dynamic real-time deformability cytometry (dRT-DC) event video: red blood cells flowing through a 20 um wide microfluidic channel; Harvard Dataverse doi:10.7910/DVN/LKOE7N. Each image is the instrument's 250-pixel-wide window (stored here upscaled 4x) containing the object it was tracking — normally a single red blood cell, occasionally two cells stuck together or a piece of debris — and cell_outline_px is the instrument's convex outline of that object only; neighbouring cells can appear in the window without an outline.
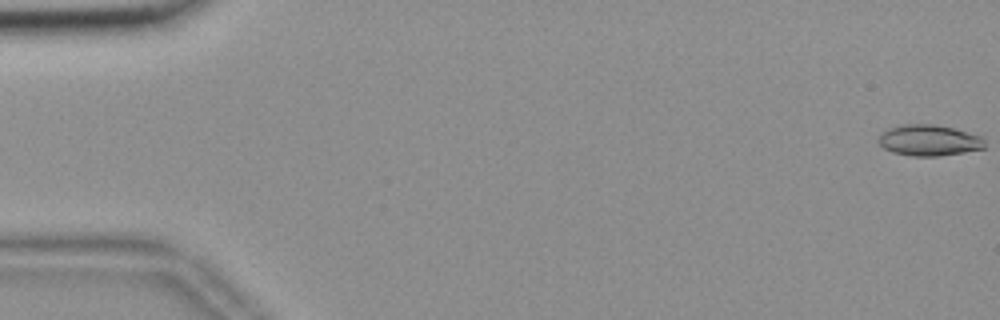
{"species": "common noctule bat (a hibernating species)", "species_latin": "Nyctalus noctula", "temperature_condition": "room temperature", "stored_images_in_passage": 56, "camera_frame_rate_fps": 3000, "um_per_image_px": 0.085, "animal": {"sex": "female", "body_mass_g": 18.4}, "frame": {"image": 1, "passage_image": 1, "time_ms": 0.0, "image_size_px": [1000, 320], "cell_outline_px": [[984, 148], [964, 152], [940, 156], [912, 156], [892, 152], [884, 148], [876, 140], [888, 128], [904, 124], [932, 124], [952, 128], [980, 136], [984, 140]], "centroid_in_image_um": [78.93, 11.93], "position_along_channel_um": 6.1, "area_um2": 19.02}}
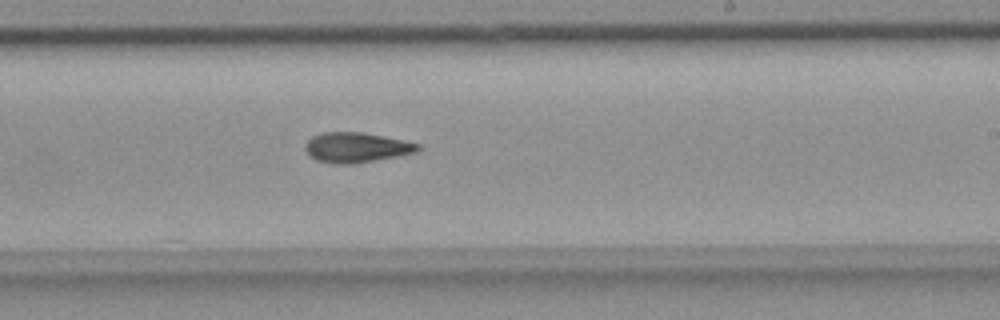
{"frame": {"image": 2, "passage_image": 34, "time_ms": 11.0, "image_size_px": [1000, 320], "cell_outline_px": [[420, 148], [416, 152], [376, 160], [352, 164], [336, 164], [316, 160], [308, 156], [304, 148], [304, 144], [312, 136], [324, 132], [364, 132], [420, 144]], "centroid_in_image_um": [30.23, 12.53], "position_along_channel_um": 258.8, "area_um2": 19.71}}
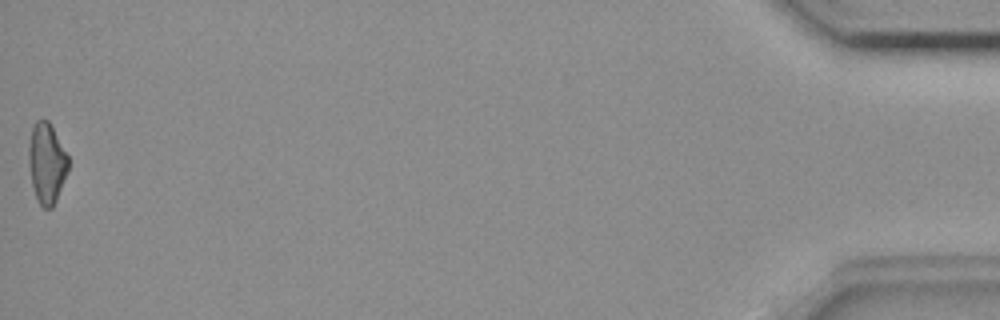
{"frame": {"image": 3, "passage_image": 56, "time_ms": 18.333, "image_size_px": [1000, 320], "cell_outline_px": [[68, 172], [56, 200], [52, 208], [44, 208], [40, 204], [36, 196], [32, 184], [28, 164], [28, 148], [32, 124], [36, 120], [48, 120], [68, 156]], "centroid_in_image_um": [3.96, 13.85], "position_along_channel_um": 431.2, "area_um2": 18.5}, "authors_computed_cell_mechanics": {"area_um2": 19.074, "velocity_mm_per_s": 3.6981, "shape_relaxation_time_tau1_ms": 10.4707, "shape_relaxation_time_tau2_ms": 5.2061, "deformation_change_tau1": 0.2115, "deformation_change_tau2": 0.1382}}